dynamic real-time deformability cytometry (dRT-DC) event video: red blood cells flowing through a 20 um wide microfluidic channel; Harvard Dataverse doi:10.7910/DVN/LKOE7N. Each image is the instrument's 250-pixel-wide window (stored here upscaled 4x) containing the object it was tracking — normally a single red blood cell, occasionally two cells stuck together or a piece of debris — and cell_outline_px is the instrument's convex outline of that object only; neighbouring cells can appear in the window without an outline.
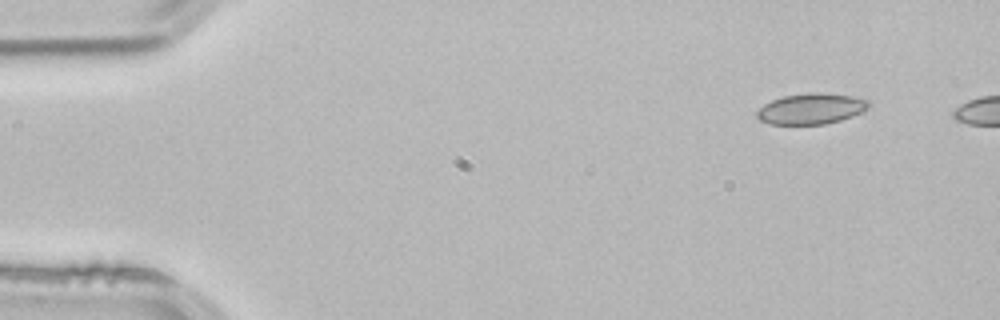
{"species": "common noctule bat (a hibernating species)", "species_latin": "Nyctalus noctula", "temperature_condition": "room temperature", "stored_images_in_passage": 4, "camera_frame_rate_fps": 3000, "um_per_image_px": 0.085, "animal": {"sex": "male", "body_mass_g": 21.5, "forearm_length_mm": 52.0}, "frame": {"image": 1, "passage_image": 1, "time_ms": 0.0, "image_size_px": [1000, 320], "cell_outline_px": [[868, 108], [852, 116], [840, 120], [824, 124], [768, 124], [760, 120], [756, 116], [756, 112], [764, 104], [772, 100], [784, 96], [808, 92], [820, 92], [852, 96], [868, 100]], "centroid_in_image_um": [68.92, 9.24], "position_along_channel_um": 16.1, "area_um2": 19.94}}
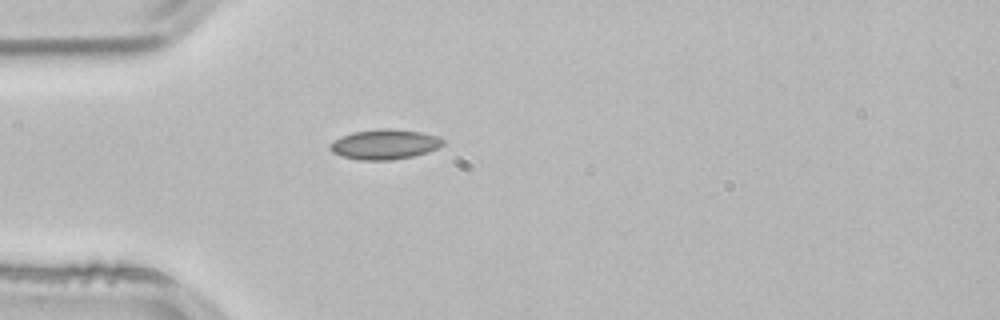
{"frame": {"image": 2, "passage_image": 4, "time_ms": 1.0, "image_size_px": [1000, 320], "cell_outline_px": [[444, 144], [436, 148], [412, 156], [392, 160], [360, 160], [340, 156], [332, 152], [328, 148], [340, 136], [352, 132], [380, 128], [388, 128], [420, 132], [436, 136], [444, 140]], "centroid_in_image_um": [32.65, 12.26], "position_along_channel_um": 52.3, "area_um2": 19.54}}